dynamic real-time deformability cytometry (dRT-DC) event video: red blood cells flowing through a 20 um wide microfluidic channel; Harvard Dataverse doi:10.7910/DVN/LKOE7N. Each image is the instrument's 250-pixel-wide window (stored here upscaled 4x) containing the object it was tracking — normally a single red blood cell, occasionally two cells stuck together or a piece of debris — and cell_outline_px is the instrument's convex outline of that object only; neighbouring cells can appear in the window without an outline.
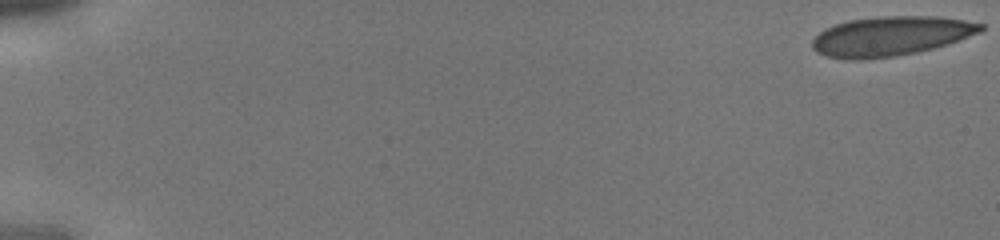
{"species": "human", "species_latin": "Homo sapiens", "temperature_condition": "cold", "stored_images_in_passage": 21, "camera_frame_rate_fps": 3000, "um_per_image_px": 0.085, "donor": {"sex": "male"}, "frame": {"image": 1, "passage_image": 1, "time_ms": 0.0, "image_size_px": [1000, 240], "cell_outline_px": [[984, 28], [980, 32], [948, 44], [916, 52], [896, 56], [860, 60], [852, 60], [828, 56], [816, 52], [812, 48], [812, 40], [824, 28], [848, 20], [880, 16], [940, 16], [964, 20], [984, 24]], "centroid_in_image_um": [75.71, 3.06], "position_along_channel_um": 9.3, "area_um2": 38.78}}
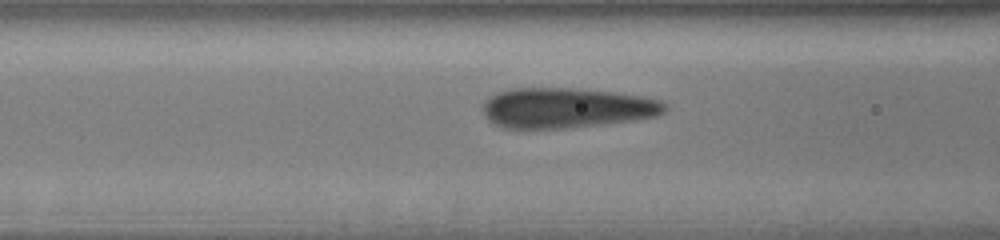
{"frame": {"image": 2, "passage_image": 15, "time_ms": 4.667, "image_size_px": [1000, 240], "cell_outline_px": [[668, 108], [664, 112], [656, 116], [636, 120], [604, 124], [564, 128], [500, 128], [488, 120], [484, 112], [484, 104], [492, 96], [500, 92], [512, 88], [568, 88], [612, 92], [640, 96], [660, 100], [668, 104]], "centroid_in_image_um": [48.19, 9.18], "position_along_channel_um": 118.4, "area_um2": 42.43}}
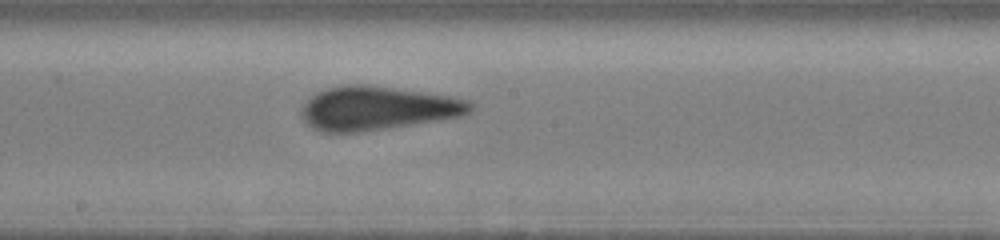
{"frame": {"image": 3, "passage_image": 21, "time_ms": 6.667, "image_size_px": [1000, 240], "cell_outline_px": [[472, 108], [464, 116], [360, 132], [320, 132], [312, 128], [304, 120], [300, 112], [304, 104], [316, 92], [328, 88], [348, 84], [368, 84], [452, 96], [472, 100]], "centroid_in_image_um": [32.09, 9.19], "position_along_channel_um": 216.1, "area_um2": 43.06}}